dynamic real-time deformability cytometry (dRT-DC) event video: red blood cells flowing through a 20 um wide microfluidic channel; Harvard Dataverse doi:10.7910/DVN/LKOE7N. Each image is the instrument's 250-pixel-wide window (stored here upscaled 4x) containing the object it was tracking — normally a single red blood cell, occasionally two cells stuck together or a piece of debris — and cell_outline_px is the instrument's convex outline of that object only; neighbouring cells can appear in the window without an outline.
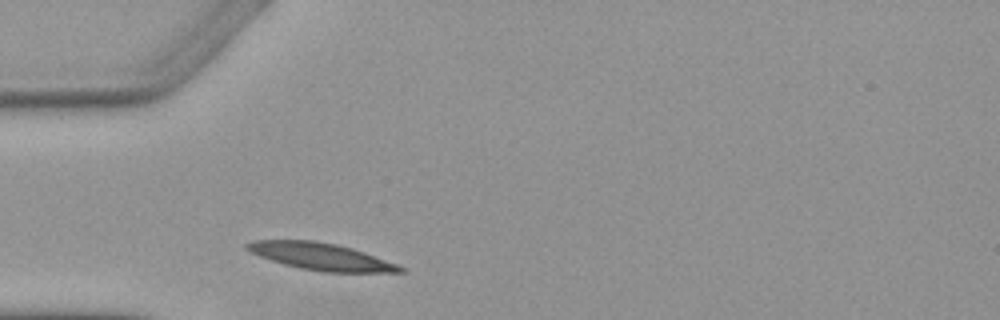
{"species": "Egyptian fruit bat (a non-hibernating species)", "species_latin": "Rousettus aegyptiacus", "temperature_condition": "warm", "stored_images_in_passage": 1, "camera_frame_rate_fps": 3000, "um_per_image_px": 0.085, "animal": {"sex": "female"}, "frame": {"image": 1, "passage_image": 1, "time_ms": 0.0, "image_size_px": [1000, 320], "cell_outline_px": [[408, 272], [324, 272], [300, 268], [284, 264], [260, 256], [244, 248], [244, 244], [252, 240], [316, 240], [336, 244], [352, 248], [364, 252], [408, 268]], "centroid_in_image_um": [27.3, 21.8], "position_along_channel_um": 57.7, "area_um2": 24.16}}